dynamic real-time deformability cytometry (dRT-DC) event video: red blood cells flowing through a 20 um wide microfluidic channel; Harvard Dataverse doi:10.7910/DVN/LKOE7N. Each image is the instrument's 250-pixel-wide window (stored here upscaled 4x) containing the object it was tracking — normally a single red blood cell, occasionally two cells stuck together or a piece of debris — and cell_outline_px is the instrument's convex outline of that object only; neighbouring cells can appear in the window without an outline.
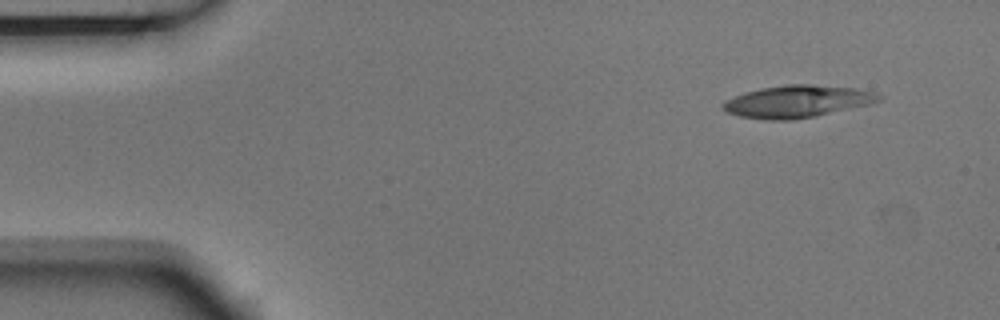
{"species": "Egyptian fruit bat (a non-hibernating species)", "species_latin": "Rousettus aegyptiacus", "temperature_condition": "room temperature", "stored_images_in_passage": 5, "camera_frame_rate_fps": 3000, "um_per_image_px": 0.085, "animal": {"sex": "male"}, "frame": {"image": 1, "passage_image": 1, "time_ms": 0.0, "image_size_px": [1000, 320], "cell_outline_px": [[880, 100], [872, 104], [816, 116], [792, 120], [768, 120], [740, 116], [728, 112], [720, 104], [724, 100], [744, 92], [760, 88], [784, 84], [812, 84], [856, 88], [876, 92], [880, 96]], "centroid_in_image_um": [67.77, 8.61], "position_along_channel_um": 17.2, "area_um2": 29.48}}
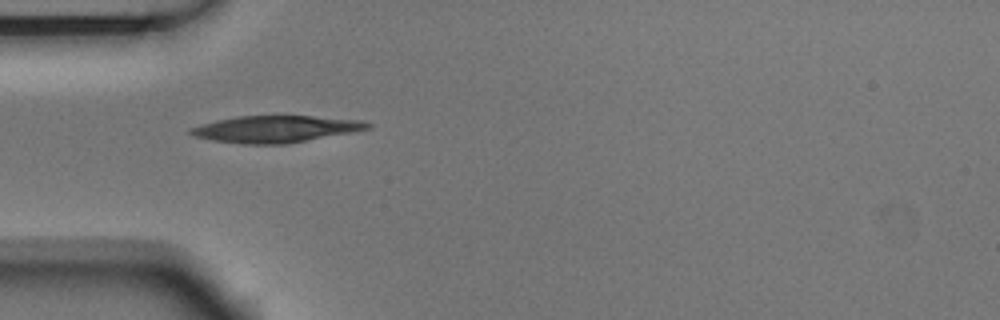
{"frame": {"image": 2, "passage_image": 4, "time_ms": 1.0, "image_size_px": [1000, 320], "cell_outline_px": [[372, 128], [352, 132], [284, 144], [244, 144], [212, 140], [192, 136], [188, 132], [188, 128], [216, 120], [236, 116], [312, 116], [360, 120], [372, 124]], "centroid_in_image_um": [23.39, 10.96], "position_along_channel_um": 61.6, "area_um2": 27.51}}
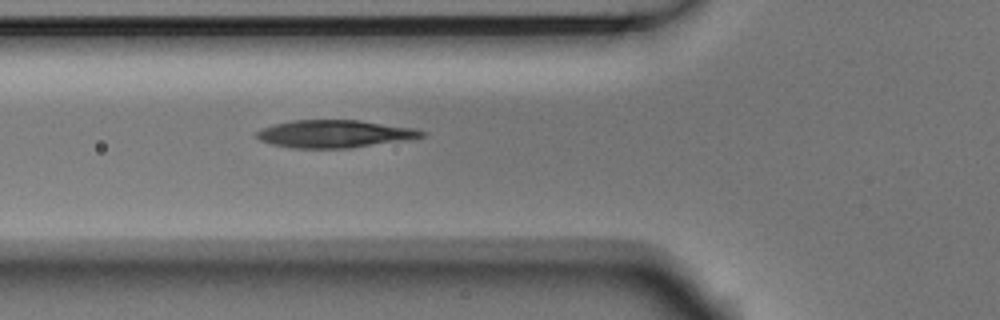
{"frame": {"image": 3, "passage_image": 5, "time_ms": 1.333, "image_size_px": [1000, 320], "cell_outline_px": [[428, 132], [424, 136], [404, 140], [352, 148], [292, 148], [272, 144], [260, 140], [252, 136], [260, 128], [272, 124], [292, 120], [360, 120], [416, 128]], "centroid_in_image_um": [28.4, 11.37], "position_along_channel_um": 97.4, "area_um2": 26.88}}